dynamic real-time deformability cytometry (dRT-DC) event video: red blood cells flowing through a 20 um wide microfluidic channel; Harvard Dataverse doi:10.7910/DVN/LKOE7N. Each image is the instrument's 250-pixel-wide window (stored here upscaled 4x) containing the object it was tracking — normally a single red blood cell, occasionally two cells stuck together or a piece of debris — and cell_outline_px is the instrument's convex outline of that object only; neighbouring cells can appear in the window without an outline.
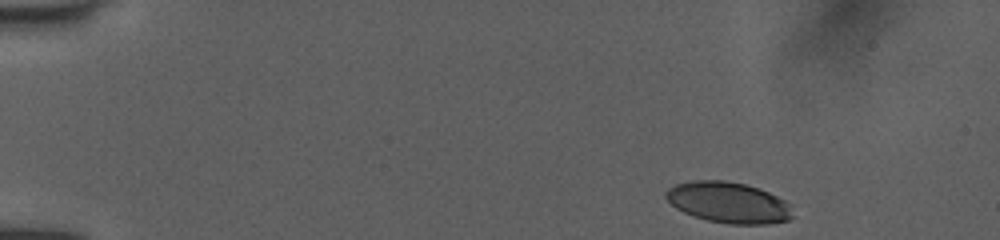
{"species": "human", "species_latin": "Homo sapiens", "temperature_condition": "room temperature", "stored_images_in_passage": 46, "camera_frame_rate_fps": 3000, "um_per_image_px": 0.085, "donor": {"sex": "female"}, "frame": {"image": 1, "passage_image": 1, "time_ms": 0.0, "image_size_px": [1000, 240], "cell_outline_px": [[796, 216], [788, 220], [768, 224], [728, 224], [708, 220], [692, 216], [676, 208], [664, 196], [664, 192], [668, 188], [676, 184], [696, 180], [724, 180], [744, 184], [760, 188], [792, 204]], "centroid_in_image_um": [61.96, 17.22], "position_along_channel_um": 23.0, "area_um2": 30.58}}
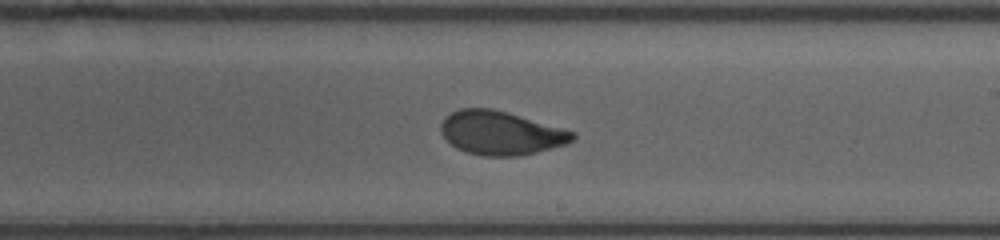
{"frame": {"image": 2, "passage_image": 26, "time_ms": 8.333, "image_size_px": [1000, 240], "cell_outline_px": [[576, 136], [568, 144], [520, 156], [484, 156], [468, 152], [456, 148], [440, 132], [440, 124], [452, 112], [460, 108], [492, 108], [508, 112], [564, 128], [576, 132]], "centroid_in_image_um": [42.6, 11.3], "position_along_channel_um": 246.4, "area_um2": 33.58}}
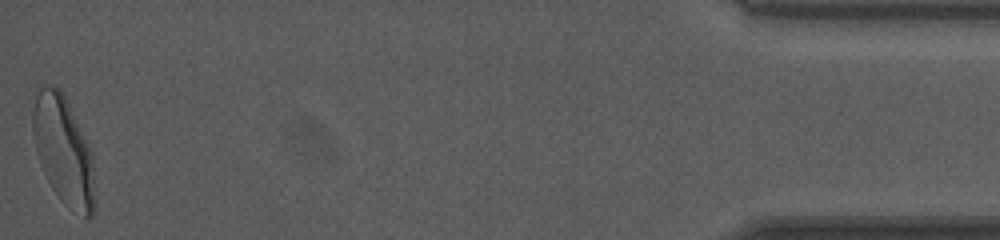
{"frame": {"image": 3, "passage_image": 46, "time_ms": 15.0, "image_size_px": [1000, 240], "cell_outline_px": [[96, 208], [92, 216], [84, 216], [68, 208], [60, 200], [52, 188], [40, 164], [36, 152], [32, 132], [32, 108], [36, 88], [40, 84], [56, 84], [60, 88], [88, 144], [92, 156]], "centroid_in_image_um": [5.36, 12.77], "position_along_channel_um": 429.8, "area_um2": 39.48}, "authors_computed_cell_mechanics": {"area_um2": 33.9864, "velocity_mm_per_s": 4.0058, "shape_relaxation_time_tau1_ms": 3.9766, "shape_relaxation_time_tau2_ms": 0.9728, "deformation_change_tau1": 0.1666, "deformation_change_tau2": 0.0618}}